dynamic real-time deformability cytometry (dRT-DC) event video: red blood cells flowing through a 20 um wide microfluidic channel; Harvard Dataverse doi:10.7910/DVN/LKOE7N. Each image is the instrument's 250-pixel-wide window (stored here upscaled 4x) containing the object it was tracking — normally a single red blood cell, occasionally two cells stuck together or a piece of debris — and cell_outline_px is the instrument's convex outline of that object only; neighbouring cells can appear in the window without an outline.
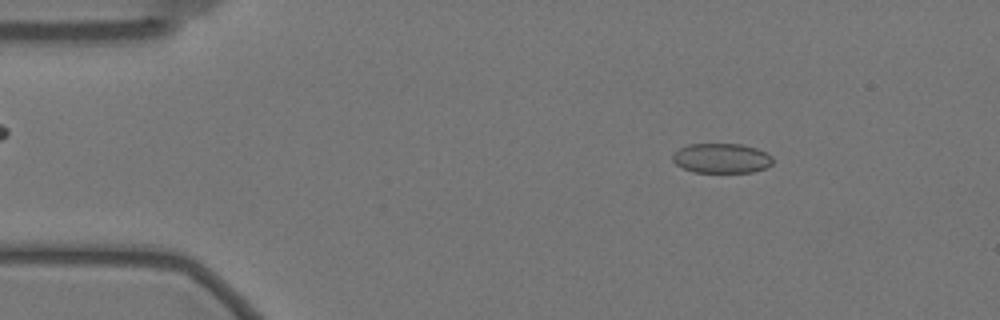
{"species": "Egyptian fruit bat (a non-hibernating species)", "species_latin": "Rousettus aegyptiacus", "temperature_condition": "warm", "stored_images_in_passage": 57, "camera_frame_rate_fps": 3000, "um_per_image_px": 0.085, "animal": {"sex": "female"}, "frame": {"image": 1, "passage_image": 8, "time_ms": 2.333, "image_size_px": [1000, 320], "cell_outline_px": [[772, 164], [764, 168], [752, 172], [692, 172], [676, 164], [672, 160], [672, 156], [680, 148], [688, 144], [740, 144], [756, 148], [772, 156]], "centroid_in_image_um": [61.32, 13.45], "position_along_channel_um": 23.7, "area_um2": 17.22}}
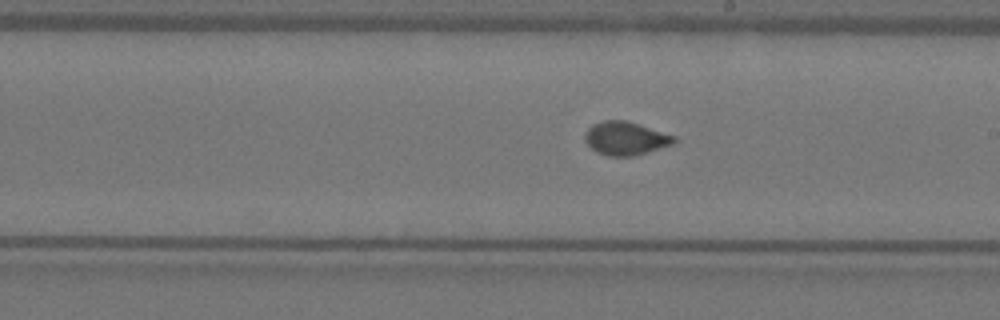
{"frame": {"image": 2, "passage_image": 32, "time_ms": 10.333, "image_size_px": [1000, 320], "cell_outline_px": [[676, 140], [672, 144], [632, 156], [608, 156], [596, 152], [584, 140], [584, 132], [592, 124], [604, 120], [628, 120], [676, 136]], "centroid_in_image_um": [53.14, 11.74], "position_along_channel_um": 235.9, "area_um2": 17.34}}
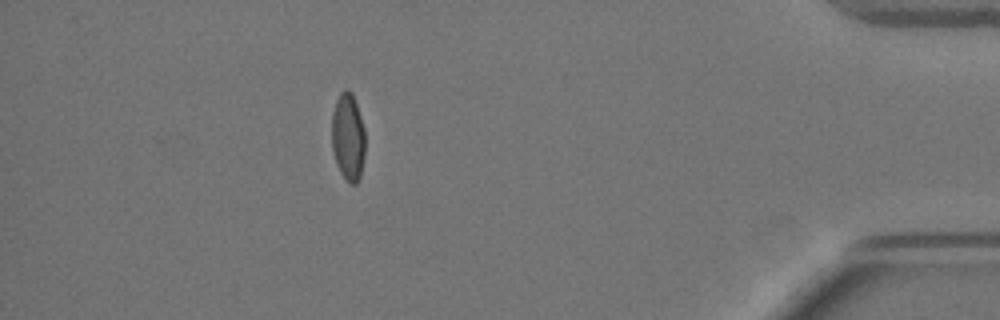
{"frame": {"image": 3, "passage_image": 51, "time_ms": 16.667, "image_size_px": [1000, 320], "cell_outline_px": [[364, 156], [360, 180], [356, 184], [348, 184], [340, 172], [336, 164], [332, 152], [332, 112], [336, 100], [340, 92], [344, 88], [348, 88], [352, 92], [364, 128]], "centroid_in_image_um": [29.57, 11.66], "position_along_channel_um": 405.6, "area_um2": 17.34}, "authors_computed_cell_mechanics": {"area_um2": 17.3978, "velocity_mm_per_s": 3.481, "shape_relaxation_time_tau1_ms": 7.9936, "shape_relaxation_time_tau2_ms": null, "deformation_change_tau1": 0.1677, "deformation_change_tau2": null}}